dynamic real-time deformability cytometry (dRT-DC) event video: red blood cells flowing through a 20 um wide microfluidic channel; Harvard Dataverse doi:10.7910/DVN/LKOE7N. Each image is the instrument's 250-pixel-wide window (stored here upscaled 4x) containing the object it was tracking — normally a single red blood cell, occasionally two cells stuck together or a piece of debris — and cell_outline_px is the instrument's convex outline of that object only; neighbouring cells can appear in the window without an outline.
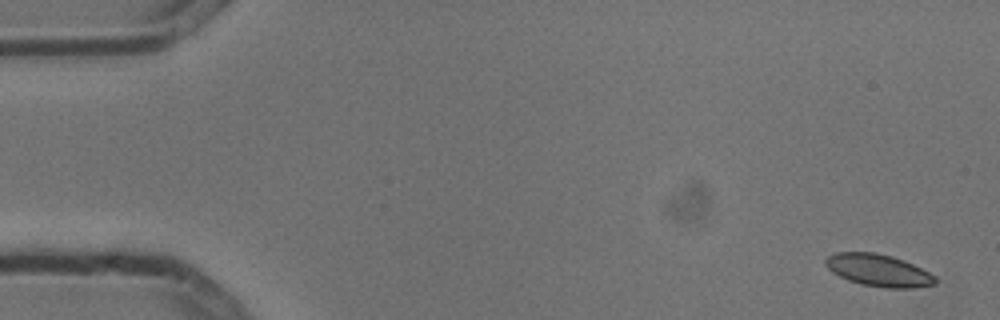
{"species": "common noctule bat (a hibernating species)", "species_latin": "Nyctalus noctula", "temperature_condition": "cold", "stored_images_in_passage": 6, "camera_frame_rate_fps": 3000, "um_per_image_px": 0.085, "animal": {"sex": "male", "body_mass_g": 13.3}, "frame": {"image": 1, "passage_image": 1, "time_ms": 0.0, "image_size_px": [1000, 320], "cell_outline_px": [[936, 284], [916, 288], [884, 288], [860, 284], [848, 280], [832, 272], [824, 264], [824, 260], [828, 256], [836, 252], [876, 252], [892, 256], [904, 260], [936, 276]], "centroid_in_image_um": [74.66, 22.98], "position_along_channel_um": 10.3, "area_um2": 20.69}}
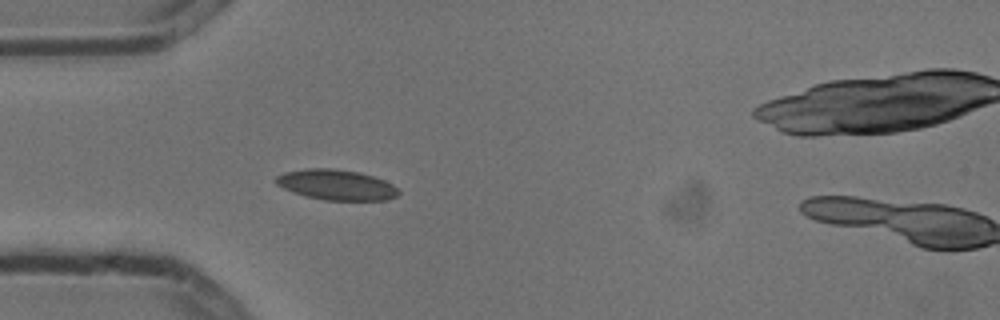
{"frame": {"image": 2, "passage_image": 5, "time_ms": 1.333, "image_size_px": [1000, 320], "cell_outline_px": [[400, 192], [396, 196], [388, 200], [324, 200], [292, 192], [276, 184], [276, 176], [284, 172], [308, 168], [332, 168], [356, 172], [372, 176], [384, 180], [392, 184]], "centroid_in_image_um": [28.58, 15.71], "position_along_channel_um": 56.4, "area_um2": 21.5}}